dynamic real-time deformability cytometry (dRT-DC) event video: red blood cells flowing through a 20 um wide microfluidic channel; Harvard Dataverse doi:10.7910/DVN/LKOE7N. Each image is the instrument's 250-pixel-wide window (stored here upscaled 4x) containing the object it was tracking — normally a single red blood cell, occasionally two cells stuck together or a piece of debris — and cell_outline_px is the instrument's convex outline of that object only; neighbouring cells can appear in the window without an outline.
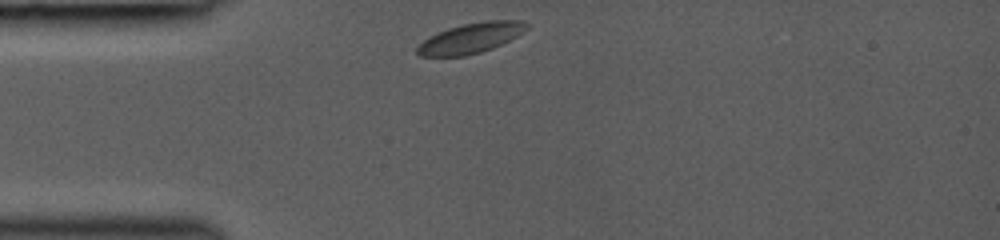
{"species": "common noctule bat (a hibernating species)", "species_latin": "Nyctalus noctula", "temperature_condition": "room temperature", "stored_images_in_passage": 3, "camera_frame_rate_fps": 3000, "um_per_image_px": 0.085, "animal": {"sex": "female", "body_mass_g": 19.0, "forearm_length_mm": 53.3}, "frame": {"image": 1, "passage_image": 1, "time_ms": 0.0, "image_size_px": [1000, 240], "cell_outline_px": [[532, 24], [528, 28], [516, 36], [492, 48], [480, 52], [464, 56], [420, 56], [416, 52], [416, 48], [424, 40], [436, 32], [448, 28], [464, 24], [484, 20], [524, 20]], "centroid_in_image_um": [40.04, 3.22], "position_along_channel_um": 45.0, "area_um2": 19.25}}
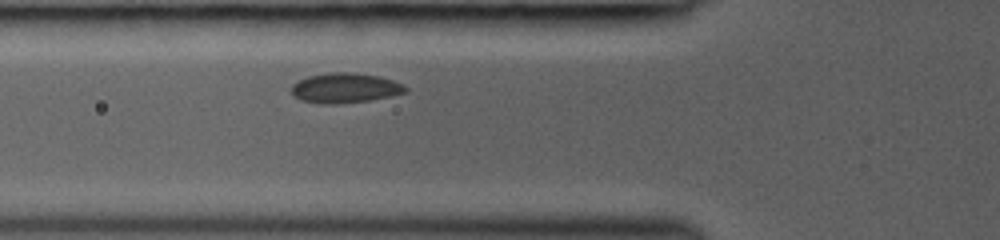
{"frame": {"image": 2, "passage_image": 3, "time_ms": 1.667, "image_size_px": [1000, 240], "cell_outline_px": [[408, 92], [392, 96], [368, 100], [336, 104], [324, 104], [300, 100], [292, 96], [292, 84], [308, 76], [332, 72], [348, 72], [380, 76], [404, 84], [408, 88]], "centroid_in_image_um": [29.35, 7.48], "position_along_channel_um": 96.5, "area_um2": 19.94}}